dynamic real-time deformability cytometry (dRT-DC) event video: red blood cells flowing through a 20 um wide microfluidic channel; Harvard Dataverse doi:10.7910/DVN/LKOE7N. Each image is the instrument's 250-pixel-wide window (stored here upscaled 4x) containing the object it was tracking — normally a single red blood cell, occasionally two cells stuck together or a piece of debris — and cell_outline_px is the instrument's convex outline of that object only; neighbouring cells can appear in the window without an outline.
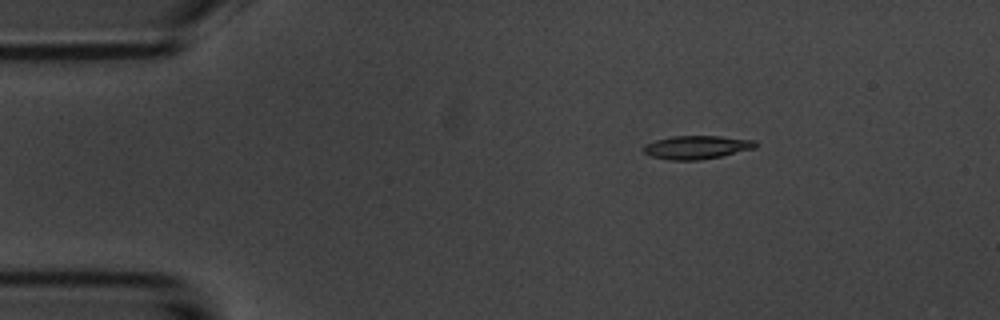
{"species": "common noctule bat (a hibernating species)", "species_latin": "Nyctalus noctula", "temperature_condition": "room temperature", "stored_images_in_passage": 5, "camera_frame_rate_fps": 3000, "um_per_image_px": 0.085, "animal": {"sex": "male", "body_mass_g": 20.1, "forearm_length_mm": 53.5}, "frame": {"image": 1, "passage_image": 2, "time_ms": 2.0, "image_size_px": [1000, 320], "cell_outline_px": [[756, 148], [720, 156], [700, 160], [668, 160], [652, 156], [644, 152], [640, 148], [644, 144], [656, 140], [672, 136], [720, 136], [756, 140]], "centroid_in_image_um": [59.19, 12.51], "position_along_channel_um": 25.8, "area_um2": 15.32}}